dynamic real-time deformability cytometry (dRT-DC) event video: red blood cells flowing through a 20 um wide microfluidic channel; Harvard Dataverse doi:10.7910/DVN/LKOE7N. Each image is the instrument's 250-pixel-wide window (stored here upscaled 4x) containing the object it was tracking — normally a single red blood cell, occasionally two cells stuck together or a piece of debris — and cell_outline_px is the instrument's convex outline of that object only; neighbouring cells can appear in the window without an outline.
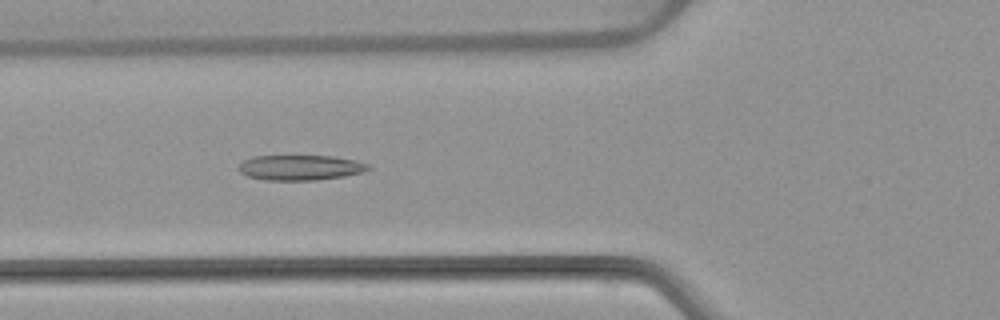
{"species": "common noctule bat (a hibernating species)", "species_latin": "Nyctalus noctula", "temperature_condition": "warm", "stored_images_in_passage": 5, "camera_frame_rate_fps": 3000, "um_per_image_px": 0.085, "animal": {"sex": "female", "body_mass_g": 22.7, "forearm_length_mm": 54.2}, "frame": {"image": 1, "passage_image": 5, "time_ms": 6.333, "image_size_px": [1000, 320], "cell_outline_px": [[372, 168], [364, 172], [344, 176], [316, 180], [264, 180], [248, 176], [240, 172], [236, 168], [244, 160], [252, 156], [332, 156], [356, 160], [368, 164]], "centroid_in_image_um": [25.53, 14.24], "position_along_channel_um": 100.3, "area_um2": 19.13}}